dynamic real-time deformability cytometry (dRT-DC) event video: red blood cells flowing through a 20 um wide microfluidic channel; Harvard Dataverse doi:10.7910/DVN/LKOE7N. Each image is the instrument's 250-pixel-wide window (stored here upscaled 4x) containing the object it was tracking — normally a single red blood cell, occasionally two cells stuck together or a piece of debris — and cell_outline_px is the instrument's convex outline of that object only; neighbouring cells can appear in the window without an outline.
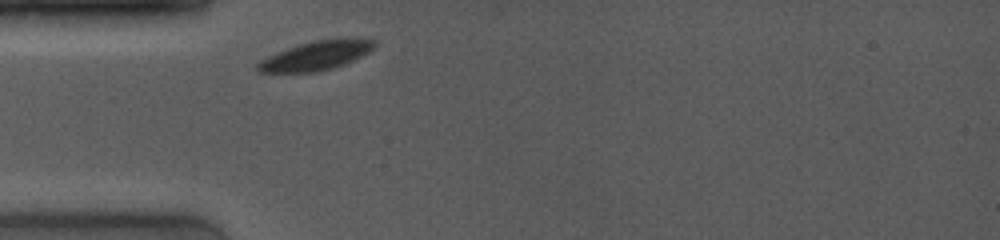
{"species": "common noctule bat (a hibernating species)", "species_latin": "Nyctalus noctula", "temperature_condition": "room temperature", "stored_images_in_passage": 1, "camera_frame_rate_fps": 4000, "um_per_image_px": 0.085, "animal": {"sex": "female", "body_mass_g": 19.0, "forearm_length_mm": 53.3}, "frame": {"image": 1, "passage_image": 1, "time_ms": 0.0, "image_size_px": [1000, 240], "cell_outline_px": [[376, 44], [368, 52], [344, 64], [332, 68], [316, 72], [260, 72], [256, 68], [256, 64], [268, 56], [288, 48], [312, 40], [340, 36], [352, 36], [376, 40]], "centroid_in_image_um": [26.93, 4.68], "position_along_channel_um": 58.1, "area_um2": 20.06}}